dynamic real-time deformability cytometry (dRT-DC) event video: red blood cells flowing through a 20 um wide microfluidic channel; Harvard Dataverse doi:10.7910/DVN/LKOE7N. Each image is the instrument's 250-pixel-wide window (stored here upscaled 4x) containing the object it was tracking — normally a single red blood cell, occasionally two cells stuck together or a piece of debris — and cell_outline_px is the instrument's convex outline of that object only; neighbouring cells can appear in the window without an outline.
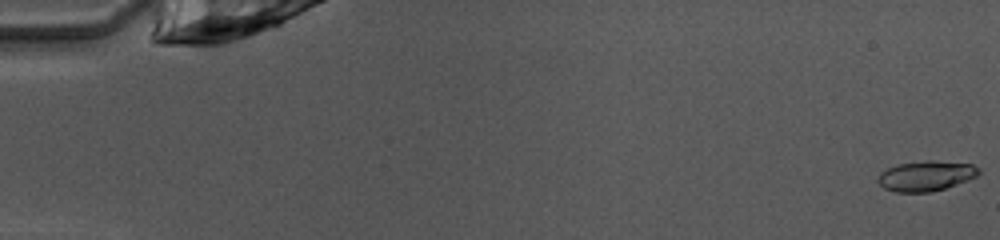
{"species": "common noctule bat (a hibernating species)", "species_latin": "Nyctalus noctula", "temperature_condition": "warm", "stored_images_in_passage": 19, "camera_frame_rate_fps": 3000, "um_per_image_px": 0.085, "animal": {"sex": "female", "body_mass_g": 10.0, "forearm_length_mm": 53.1}, "frame": {"image": 1, "passage_image": 1, "time_ms": 0.0, "image_size_px": [1000, 240], "cell_outline_px": [[980, 172], [976, 176], [968, 180], [932, 192], [896, 192], [884, 188], [876, 180], [880, 172], [888, 168], [900, 164], [928, 160], [932, 160], [972, 164], [980, 168]], "centroid_in_image_um": [78.71, 14.95], "position_along_channel_um": 6.3, "area_um2": 17.63}}
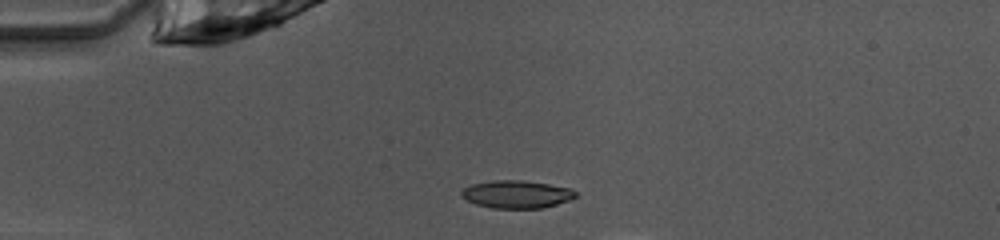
{"frame": {"image": 2, "passage_image": 13, "time_ms": 4.0, "image_size_px": [1000, 240], "cell_outline_px": [[576, 196], [568, 200], [544, 208], [492, 208], [476, 204], [460, 196], [460, 192], [464, 188], [472, 184], [492, 180], [520, 180], [548, 184], [572, 188], [576, 192]], "centroid_in_image_um": [43.9, 16.51], "position_along_channel_um": 41.1, "area_um2": 18.38}}